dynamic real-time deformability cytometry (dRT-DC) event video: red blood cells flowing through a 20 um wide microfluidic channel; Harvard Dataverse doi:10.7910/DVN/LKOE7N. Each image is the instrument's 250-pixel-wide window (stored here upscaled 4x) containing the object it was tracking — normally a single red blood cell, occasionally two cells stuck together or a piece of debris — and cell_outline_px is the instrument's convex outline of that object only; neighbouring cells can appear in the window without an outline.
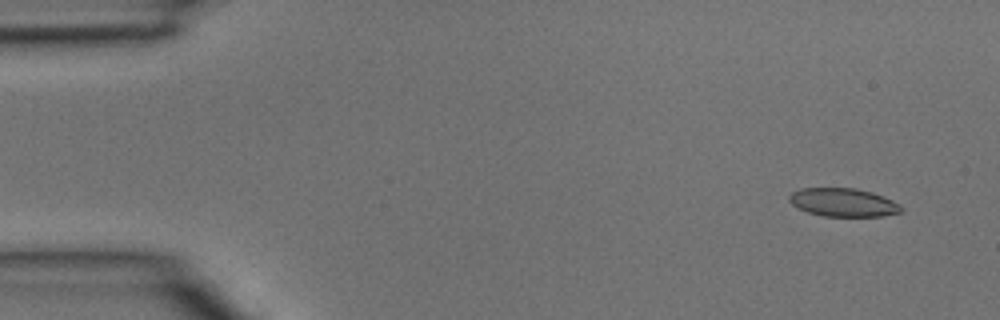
{"species": "common noctule bat (a hibernating species)", "species_latin": "Nyctalus noctula", "temperature_condition": "room temperature", "stored_images_in_passage": 3, "camera_frame_rate_fps": 3000, "um_per_image_px": 0.085, "animal": {"sex": "male", "body_mass_g": 15.6}, "frame": {"image": 1, "passage_image": 1, "time_ms": 0.0, "image_size_px": [1000, 320], "cell_outline_px": [[904, 208], [900, 212], [884, 216], [824, 216], [808, 212], [792, 204], [788, 200], [788, 196], [792, 192], [800, 188], [856, 188], [872, 192], [884, 196], [900, 204]], "centroid_in_image_um": [71.69, 17.2], "position_along_channel_um": 13.3, "area_um2": 18.55}}